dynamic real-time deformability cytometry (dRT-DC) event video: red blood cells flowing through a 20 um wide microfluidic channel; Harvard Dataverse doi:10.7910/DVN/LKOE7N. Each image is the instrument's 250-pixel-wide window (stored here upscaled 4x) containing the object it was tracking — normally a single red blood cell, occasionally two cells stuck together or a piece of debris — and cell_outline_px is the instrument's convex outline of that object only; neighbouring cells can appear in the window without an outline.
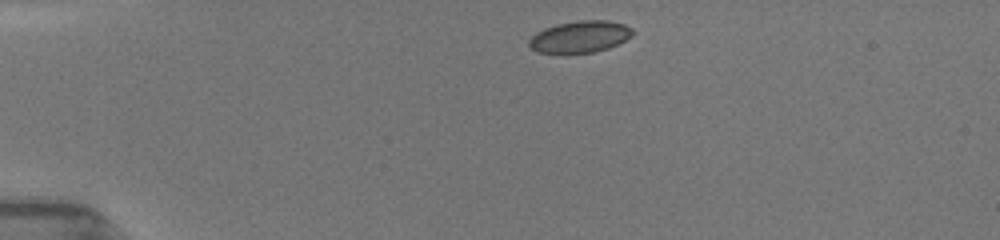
{"species": "common noctule bat (a hibernating species)", "species_latin": "Nyctalus noctula", "temperature_condition": "room temperature", "stored_images_in_passage": 7, "camera_frame_rate_fps": 3000, "um_per_image_px": 0.085, "animal": {"sex": "female", "body_mass_g": 19.5, "forearm_length_mm": 54.1}, "frame": {"image": 1, "passage_image": 1, "time_ms": 0.0, "image_size_px": [1000, 240], "cell_outline_px": [[636, 32], [632, 36], [608, 48], [592, 52], [560, 56], [536, 52], [528, 44], [528, 40], [536, 32], [544, 28], [556, 24], [580, 20], [608, 20], [624, 24], [632, 28]], "centroid_in_image_um": [49.25, 3.16], "position_along_channel_um": 35.7, "area_um2": 19.83}}
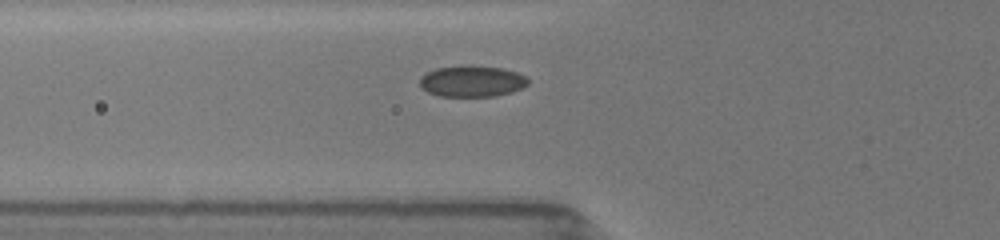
{"frame": {"image": 2, "passage_image": 5, "time_ms": 2.667, "image_size_px": [1000, 240], "cell_outline_px": [[528, 84], [524, 88], [512, 92], [496, 96], [440, 96], [428, 92], [420, 84], [420, 76], [436, 68], [464, 64], [472, 64], [504, 68], [516, 72], [524, 76], [528, 80]], "centroid_in_image_um": [40.14, 6.88], "position_along_channel_um": 85.7, "area_um2": 20.0}}
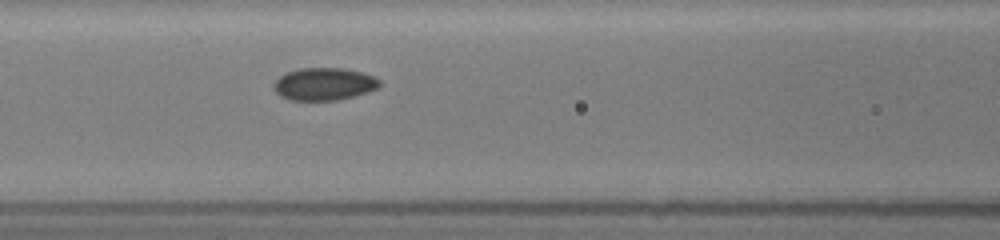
{"frame": {"image": 3, "passage_image": 7, "time_ms": 4.0, "image_size_px": [1000, 240], "cell_outline_px": [[380, 84], [376, 88], [368, 92], [336, 100], [288, 100], [280, 96], [272, 88], [272, 84], [280, 76], [288, 72], [300, 68], [340, 68], [360, 72], [372, 76], [380, 80]], "centroid_in_image_um": [27.49, 7.15], "position_along_channel_um": 139.1, "area_um2": 19.88}}